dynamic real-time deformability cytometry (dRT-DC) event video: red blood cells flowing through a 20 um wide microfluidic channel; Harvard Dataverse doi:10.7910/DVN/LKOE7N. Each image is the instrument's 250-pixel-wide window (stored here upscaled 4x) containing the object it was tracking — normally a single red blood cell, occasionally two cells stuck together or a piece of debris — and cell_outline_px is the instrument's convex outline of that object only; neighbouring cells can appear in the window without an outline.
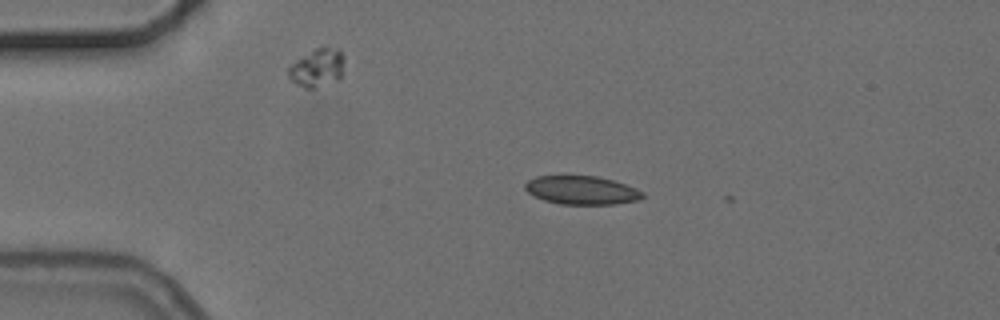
{"species": "common noctule bat (a hibernating species)", "species_latin": "Nyctalus noctula", "temperature_condition": "cold", "stored_images_in_passage": 3, "camera_frame_rate_fps": 3000, "um_per_image_px": 0.085, "animal": {"sex": "female", "body_mass_g": 24.6, "forearm_length_mm": 56.2}, "frame": {"image": 1, "passage_image": 2, "time_ms": 2.333, "image_size_px": [1000, 320], "cell_outline_px": [[644, 196], [640, 200], [616, 204], [560, 204], [544, 200], [528, 192], [524, 188], [524, 184], [528, 180], [536, 176], [564, 172], [596, 176], [612, 180], [636, 188], [644, 192]], "centroid_in_image_um": [49.4, 16.11], "position_along_channel_um": 35.6, "area_um2": 20.35}}